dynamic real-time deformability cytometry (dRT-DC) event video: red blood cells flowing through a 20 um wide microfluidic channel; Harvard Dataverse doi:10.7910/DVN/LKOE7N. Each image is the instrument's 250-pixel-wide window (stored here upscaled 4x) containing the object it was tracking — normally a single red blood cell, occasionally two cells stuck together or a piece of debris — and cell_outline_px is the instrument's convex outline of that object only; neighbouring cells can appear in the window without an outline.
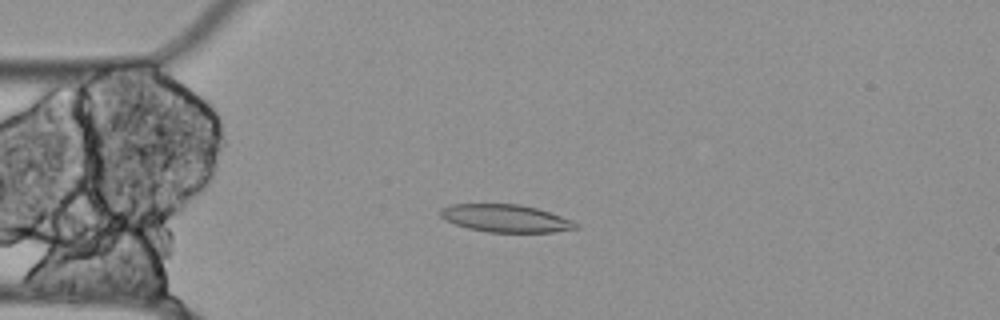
{"species": "Egyptian fruit bat (a non-hibernating species)", "species_latin": "Rousettus aegyptiacus", "temperature_condition": "cold", "stored_images_in_passage": 54, "camera_frame_rate_fps": 3000, "um_per_image_px": 0.085, "animal": {"sex": "female"}, "frame": {"image": 1, "passage_image": 12, "time_ms": 3.667, "image_size_px": [1000, 320], "cell_outline_px": [[580, 228], [552, 232], [488, 232], [468, 228], [444, 220], [440, 216], [440, 208], [452, 204], [520, 204], [536, 208], [572, 220], [580, 224]], "centroid_in_image_um": [42.98, 18.56], "position_along_channel_um": 42.0, "area_um2": 21.79}}
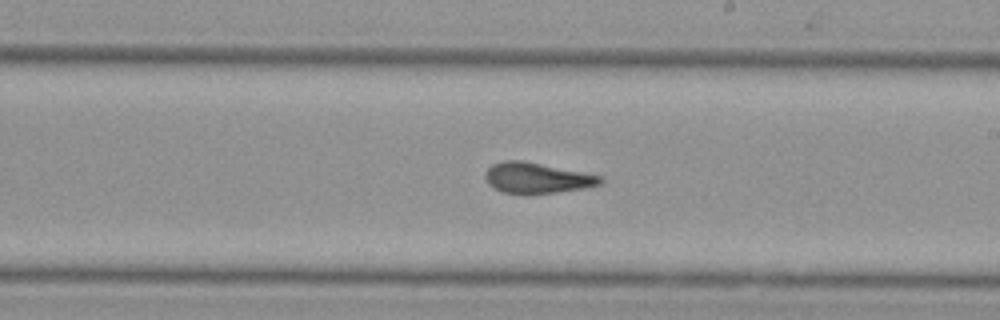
{"frame": {"image": 2, "passage_image": 30, "time_ms": 9.667, "image_size_px": [1000, 320], "cell_outline_px": [[604, 180], [600, 184], [588, 188], [556, 192], [500, 192], [492, 188], [488, 184], [484, 176], [488, 168], [492, 164], [504, 160], [520, 160], [600, 176]], "centroid_in_image_um": [45.6, 15.12], "position_along_channel_um": 243.4, "area_um2": 20.0}}
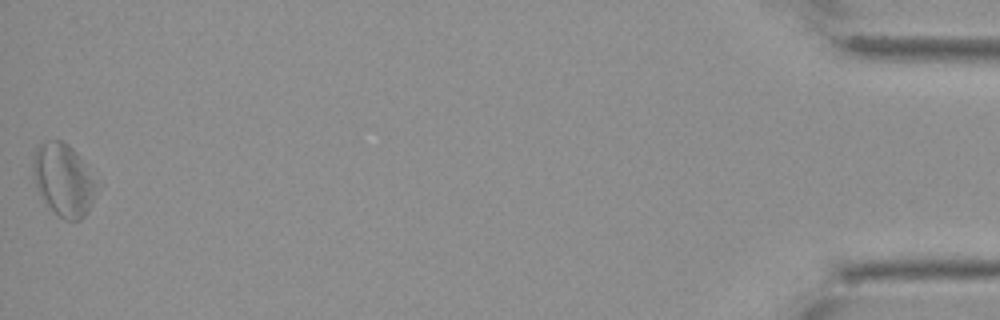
{"frame": {"image": 3, "passage_image": 54, "time_ms": 17.667, "image_size_px": [1000, 320], "cell_outline_px": [[92, 196], [88, 212], [80, 220], [64, 220], [48, 208], [36, 188], [32, 168], [32, 164], [36, 148], [40, 144], [48, 140], [60, 140], [68, 144], [72, 148], [80, 160], [92, 180]], "centroid_in_image_um": [5.28, 15.31], "position_along_channel_um": 429.9, "area_um2": 25.72}, "authors_computed_cell_mechanics": {"area_um2": 21.964, "velocity_mm_per_s": 3.5054, "shape_relaxation_time_tau1_ms": null, "shape_relaxation_time_tau2_ms": 9.5721, "deformation_change_tau1": null, "deformation_change_tau2": 0.0864}}